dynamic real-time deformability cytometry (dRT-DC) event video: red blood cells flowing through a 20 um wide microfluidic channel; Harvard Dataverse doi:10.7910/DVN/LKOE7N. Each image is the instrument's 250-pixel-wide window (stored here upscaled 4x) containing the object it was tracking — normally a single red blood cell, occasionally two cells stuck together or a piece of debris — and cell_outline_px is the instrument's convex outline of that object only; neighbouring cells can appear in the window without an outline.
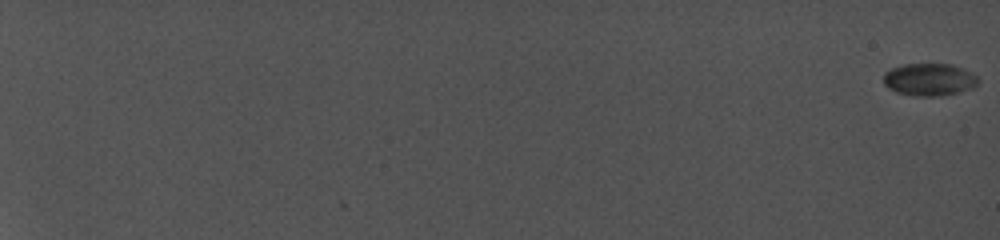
{"species": "common noctule bat (a hibernating species)", "species_latin": "Nyctalus noctula", "temperature_condition": "cold", "stored_images_in_passage": 8, "camera_frame_rate_fps": 5000, "um_per_image_px": 0.085, "animal": {"sex": "female", "body_mass_g": 19.0, "forearm_length_mm": 56.7}, "frame": {"image": 1, "passage_image": 1, "time_ms": 0.0, "image_size_px": [1000, 240], "cell_outline_px": [[980, 80], [972, 88], [960, 92], [940, 96], [916, 96], [896, 92], [888, 88], [884, 84], [884, 72], [892, 68], [904, 64], [952, 64], [976, 76]], "centroid_in_image_um": [78.96, 6.77], "position_along_channel_um": 6.0, "area_um2": 17.8}}